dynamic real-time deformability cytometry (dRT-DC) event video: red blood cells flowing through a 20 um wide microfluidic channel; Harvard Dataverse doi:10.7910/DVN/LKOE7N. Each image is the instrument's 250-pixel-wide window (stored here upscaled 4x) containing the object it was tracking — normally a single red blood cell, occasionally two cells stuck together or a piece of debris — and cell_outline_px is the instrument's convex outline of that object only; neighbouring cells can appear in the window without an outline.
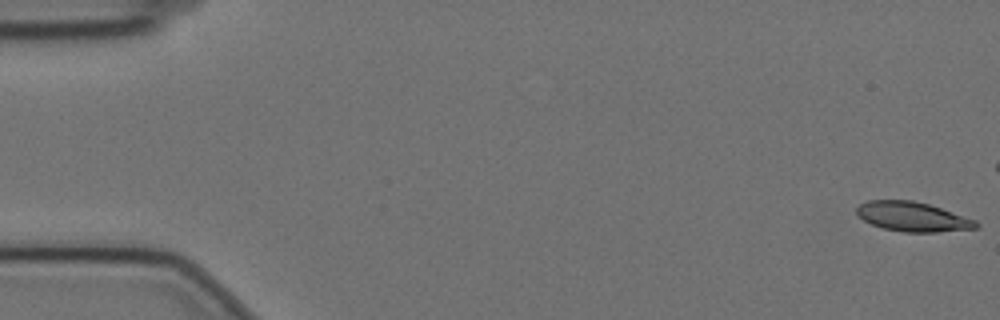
{"species": "Egyptian fruit bat (a non-hibernating species)", "species_latin": "Rousettus aegyptiacus", "temperature_condition": "cold", "stored_images_in_passage": 50, "camera_frame_rate_fps": 3000, "um_per_image_px": 0.085, "animal": {"sex": "female"}, "frame": {"image": 1, "passage_image": 1, "time_ms": 0.0, "image_size_px": [1000, 320], "cell_outline_px": [[980, 224], [976, 228], [936, 232], [904, 232], [884, 228], [872, 224], [864, 220], [856, 212], [856, 208], [860, 204], [868, 200], [912, 200], [928, 204], [976, 220]], "centroid_in_image_um": [77.57, 18.42], "position_along_channel_um": 7.4, "area_um2": 20.29}}
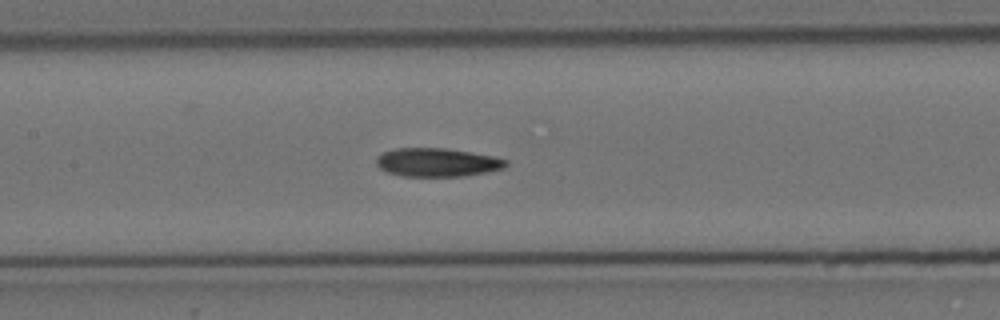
{"frame": {"image": 2, "passage_image": 27, "time_ms": 8.667, "image_size_px": [1000, 320], "cell_outline_px": [[508, 164], [504, 168], [464, 176], [404, 176], [388, 172], [380, 168], [376, 164], [376, 156], [384, 152], [396, 148], [444, 148], [492, 156], [508, 160]], "centroid_in_image_um": [37.14, 13.8], "position_along_channel_um": 170.3, "area_um2": 21.33}}
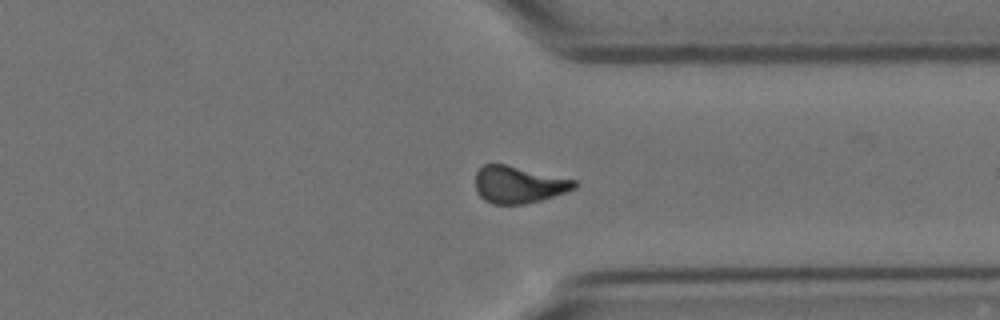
{"frame": {"image": 3, "passage_image": 44, "time_ms": 14.333, "image_size_px": [1000, 320], "cell_outline_px": [[576, 188], [568, 192], [540, 200], [524, 204], [492, 204], [484, 200], [476, 192], [476, 172], [484, 164], [504, 164], [576, 180]], "centroid_in_image_um": [44.07, 15.7], "position_along_channel_um": 367.3, "area_um2": 21.27}, "authors_computed_cell_mechanics": {"area_um2": 21.7617, "velocity_mm_per_s": 3.501, "shape_relaxation_time_tau1_ms": 8.0415, "shape_relaxation_time_tau2_ms": 8.0934, "deformation_change_tau1": 0.1915, "deformation_change_tau2": 0.1601}}